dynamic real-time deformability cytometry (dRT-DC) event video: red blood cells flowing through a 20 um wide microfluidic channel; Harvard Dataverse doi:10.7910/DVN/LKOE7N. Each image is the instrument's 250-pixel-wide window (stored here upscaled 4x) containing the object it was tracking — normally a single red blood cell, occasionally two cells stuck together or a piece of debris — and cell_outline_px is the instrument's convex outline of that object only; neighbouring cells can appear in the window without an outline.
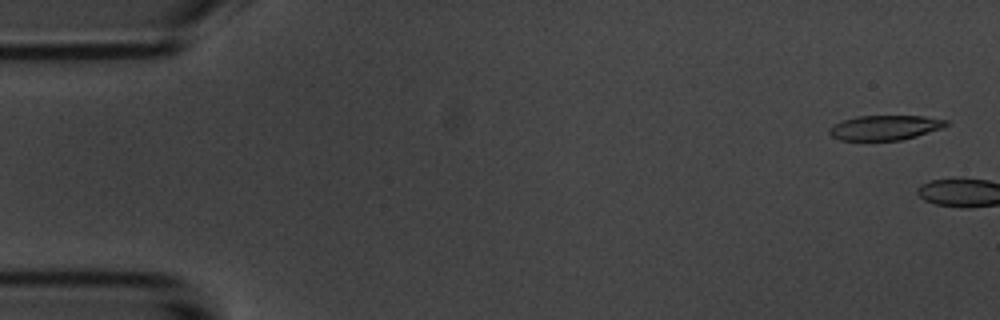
{"species": "common noctule bat (a hibernating species)", "species_latin": "Nyctalus noctula", "temperature_condition": "room temperature", "stored_images_in_passage": 2, "camera_frame_rate_fps": 3000, "um_per_image_px": 0.085, "animal": {"sex": "male", "body_mass_g": 20.1, "forearm_length_mm": 53.5}, "frame": {"image": 1, "passage_image": 1, "time_ms": 0.0, "image_size_px": [1000, 320], "cell_outline_px": [[948, 124], [940, 128], [916, 136], [900, 140], [840, 140], [832, 136], [828, 132], [828, 128], [832, 124], [856, 116], [924, 116], [948, 120]], "centroid_in_image_um": [75.17, 10.84], "position_along_channel_um": 9.8, "area_um2": 16.76}}